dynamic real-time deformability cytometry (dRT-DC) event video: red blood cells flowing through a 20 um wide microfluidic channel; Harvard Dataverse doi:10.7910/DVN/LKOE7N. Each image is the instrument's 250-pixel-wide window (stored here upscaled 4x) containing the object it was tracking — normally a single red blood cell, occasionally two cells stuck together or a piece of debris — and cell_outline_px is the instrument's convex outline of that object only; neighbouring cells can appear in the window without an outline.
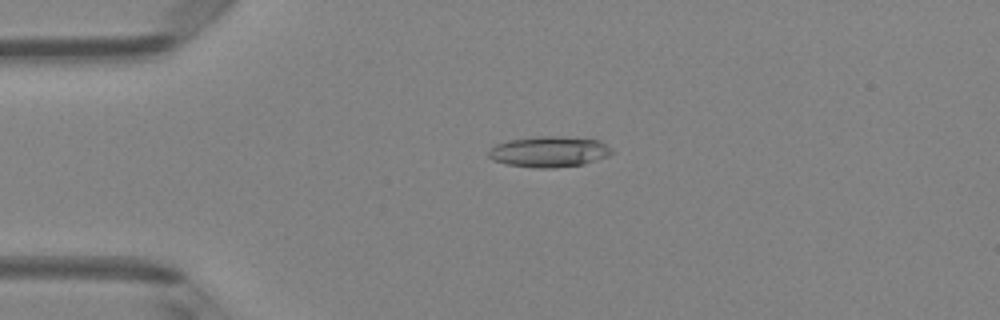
{"species": "Egyptian fruit bat (a non-hibernating species)", "species_latin": "Rousettus aegyptiacus", "temperature_condition": "room temperature", "stored_images_in_passage": 50, "camera_frame_rate_fps": 3000, "um_per_image_px": 0.085, "animal": {"sex": "female"}, "frame": {"image": 1, "passage_image": 12, "time_ms": 3.667, "image_size_px": [1000, 320], "cell_outline_px": [[616, 152], [608, 156], [584, 164], [552, 168], [532, 168], [508, 164], [492, 160], [488, 156], [488, 152], [496, 144], [512, 140], [540, 136], [556, 136], [596, 140], [612, 148]], "centroid_in_image_um": [46.69, 12.91], "position_along_channel_um": 38.3, "area_um2": 21.91}}
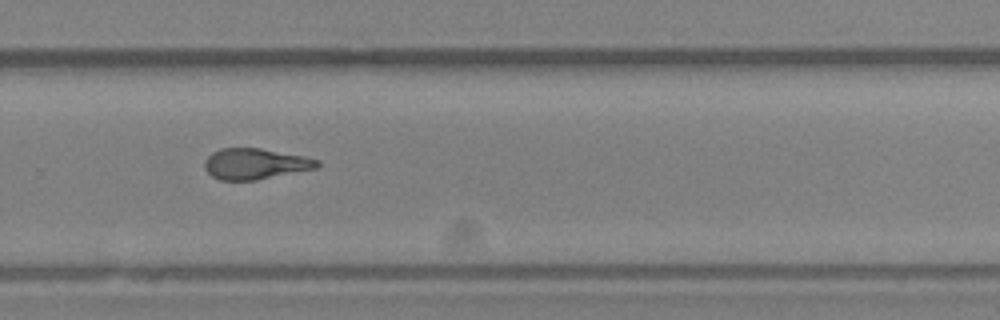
{"frame": {"image": 2, "passage_image": 34, "time_ms": 11.0, "image_size_px": [1000, 320], "cell_outline_px": [[320, 164], [316, 168], [256, 180], [220, 180], [212, 176], [204, 168], [204, 160], [212, 152], [220, 148], [260, 148], [304, 156], [320, 160]], "centroid_in_image_um": [21.67, 13.92], "position_along_channel_um": 308.1, "area_um2": 20.23}}
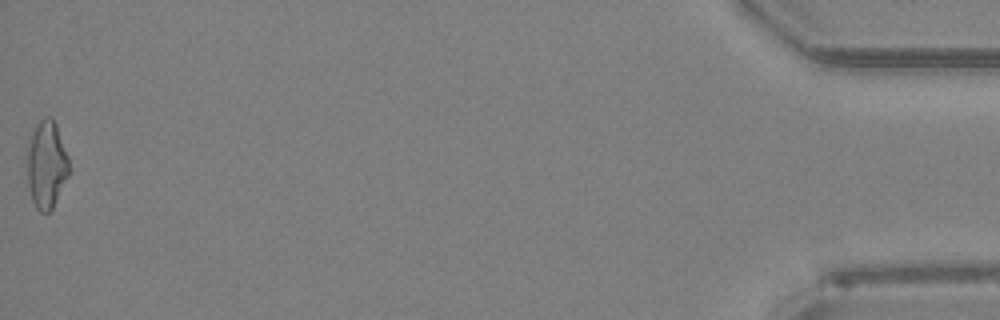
{"frame": {"image": 3, "passage_image": 50, "time_ms": 16.333, "image_size_px": [1000, 320], "cell_outline_px": [[72, 172], [52, 208], [48, 212], [40, 212], [36, 208], [32, 200], [28, 184], [28, 148], [32, 128], [44, 116], [52, 116], [56, 124], [68, 156]], "centroid_in_image_um": [3.99, 13.97], "position_along_channel_um": 431.2, "area_um2": 21.68}, "authors_computed_cell_mechanics": {"area_um2": 20.9525, "velocity_mm_per_s": 4.1214, "shape_relaxation_time_tau1_ms": 7.3429, "shape_relaxation_time_tau2_ms": 2.8178, "deformation_change_tau1": 0.2215, "deformation_change_tau2": 0.1284}}